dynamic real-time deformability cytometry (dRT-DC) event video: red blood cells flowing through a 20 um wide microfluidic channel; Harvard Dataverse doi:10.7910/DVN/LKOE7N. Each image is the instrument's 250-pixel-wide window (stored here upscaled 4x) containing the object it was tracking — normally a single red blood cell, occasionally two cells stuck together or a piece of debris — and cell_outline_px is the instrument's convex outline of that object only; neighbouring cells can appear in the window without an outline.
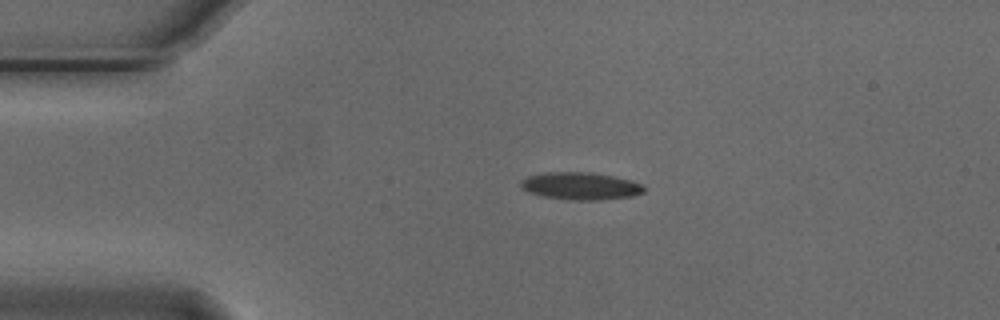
{"species": "Egyptian fruit bat (a non-hibernating species)", "species_latin": "Rousettus aegyptiacus", "temperature_condition": "cold", "stored_images_in_passage": 2, "camera_frame_rate_fps": 3000, "um_per_image_px": 0.085, "animal": {"sex": "male"}, "frame": {"image": 1, "passage_image": 1, "time_ms": 0.0, "image_size_px": [1000, 320], "cell_outline_px": [[644, 192], [632, 196], [600, 200], [568, 200], [544, 196], [528, 192], [520, 188], [520, 180], [528, 176], [544, 172], [592, 172], [632, 180], [640, 184], [644, 188]], "centroid_in_image_um": [49.31, 15.81], "position_along_channel_um": 35.7, "area_um2": 19.77}}